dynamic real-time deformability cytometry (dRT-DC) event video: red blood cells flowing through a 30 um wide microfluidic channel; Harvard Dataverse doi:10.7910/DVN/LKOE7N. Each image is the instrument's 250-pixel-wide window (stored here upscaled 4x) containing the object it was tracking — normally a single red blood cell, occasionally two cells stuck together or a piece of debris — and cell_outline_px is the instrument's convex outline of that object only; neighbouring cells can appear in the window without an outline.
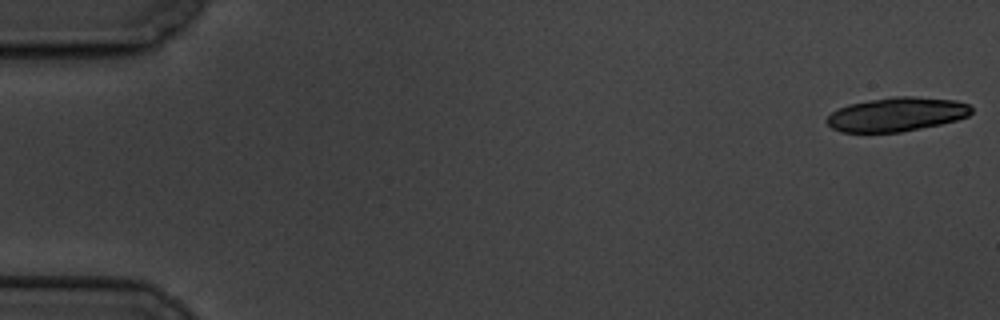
{"species": "common noctule bat (a hibernating species)", "species_latin": "Nyctalus noctula", "temperature_condition": "cold", "stored_images_in_passage": 20, "camera_frame_rate_fps": 3000, "um_per_image_px": 0.085, "animal": {"sex": "male", "body_mass_g": 19.5, "forearm_length_mm": 54.6}, "frame": {"image": 1, "passage_image": 1, "time_ms": 0.0, "image_size_px": [1000, 320], "cell_outline_px": [[972, 112], [968, 116], [956, 120], [940, 124], [900, 132], [840, 132], [832, 128], [824, 120], [832, 112], [848, 104], [896, 96], [912, 96], [956, 100], [968, 104], [972, 108]], "centroid_in_image_um": [76.21, 9.72], "position_along_channel_um": 8.8, "area_um2": 28.5}}